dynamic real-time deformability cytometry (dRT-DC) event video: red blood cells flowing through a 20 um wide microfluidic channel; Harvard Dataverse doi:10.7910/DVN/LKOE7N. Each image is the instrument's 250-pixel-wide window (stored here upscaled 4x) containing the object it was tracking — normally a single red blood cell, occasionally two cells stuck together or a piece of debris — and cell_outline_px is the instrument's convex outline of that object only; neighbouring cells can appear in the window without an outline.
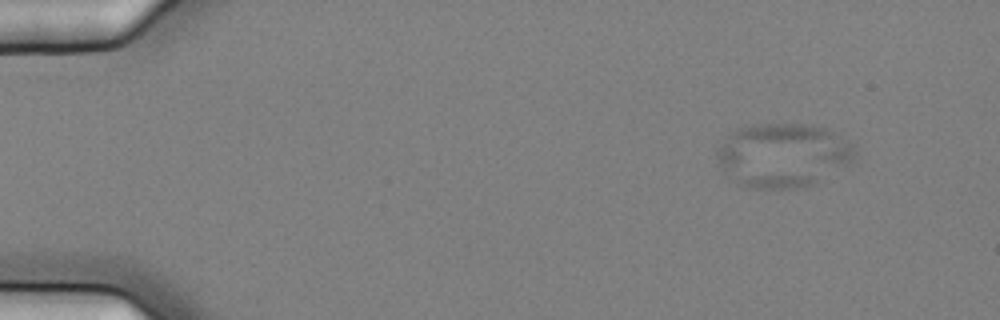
{"species": "common noctule bat (a hibernating species)", "species_latin": "Nyctalus noctula", "temperature_condition": "cold", "stored_images_in_passage": 8, "camera_frame_rate_fps": 3000, "um_per_image_px": 0.085, "animal": {"sex": "female", "body_mass_g": 25.1}, "frame": {"image": 1, "passage_image": 3, "time_ms": 0.667, "image_size_px": [1000, 320], "cell_outline_px": [[856, 152], [852, 160], [848, 164], [808, 184], [796, 188], [748, 188], [728, 180], [716, 156], [716, 148], [736, 128], [756, 124], [804, 124], [824, 128], [832, 132], [856, 148]], "centroid_in_image_um": [66.45, 13.19], "position_along_channel_um": 18.5, "area_um2": 50.81}}
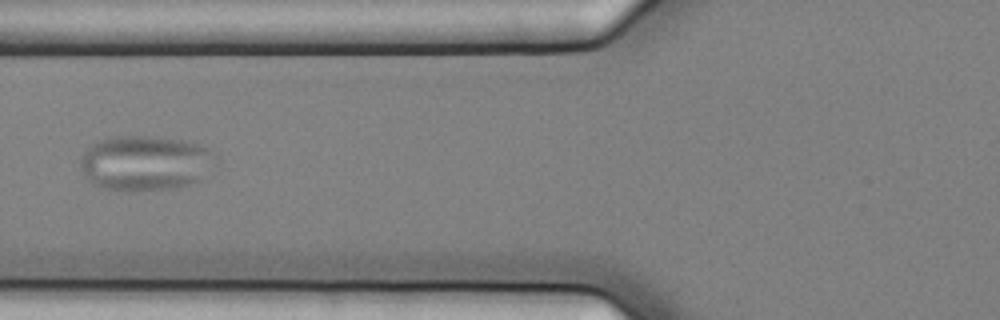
{"frame": {"image": 2, "passage_image": 8, "time_ms": 2.333, "image_size_px": [1000, 320], "cell_outline_px": [[220, 160], [200, 180], [188, 184], [172, 188], [104, 188], [92, 184], [84, 172], [80, 164], [80, 160], [84, 152], [92, 144], [100, 140], [116, 136], [144, 136], [180, 140], [200, 144], [208, 148]], "centroid_in_image_um": [12.41, 13.82], "position_along_channel_um": 113.4, "area_um2": 42.54}}